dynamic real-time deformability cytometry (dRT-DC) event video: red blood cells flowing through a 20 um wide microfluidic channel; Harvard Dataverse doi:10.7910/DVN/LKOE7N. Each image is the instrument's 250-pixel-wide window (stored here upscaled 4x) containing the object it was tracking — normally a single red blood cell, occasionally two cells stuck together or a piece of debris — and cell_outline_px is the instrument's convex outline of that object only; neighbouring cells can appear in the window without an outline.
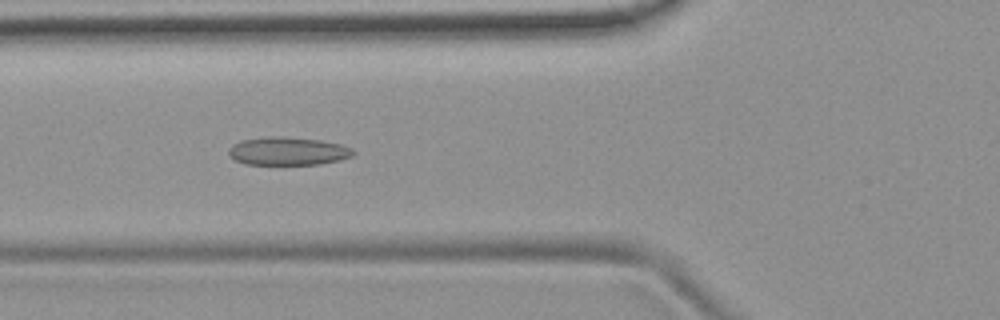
{"species": "common noctule bat (a hibernating species)", "species_latin": "Nyctalus noctula", "temperature_condition": "room temperature", "stored_images_in_passage": 54, "camera_frame_rate_fps": 3000, "um_per_image_px": 0.085, "animal": {"sex": "female", "body_mass_g": 19.9}, "frame": {"image": 1, "passage_image": 20, "time_ms": 6.333, "image_size_px": [1000, 320], "cell_outline_px": [[356, 152], [352, 156], [340, 160], [320, 164], [244, 164], [228, 156], [228, 148], [232, 144], [240, 140], [268, 136], [280, 136], [320, 140], [340, 144], [352, 148]], "centroid_in_image_um": [24.44, 12.84], "position_along_channel_um": 101.4, "area_um2": 20.58}}
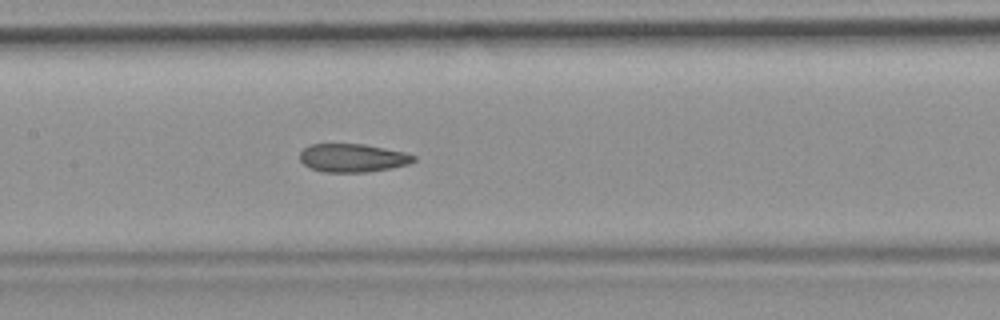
{"frame": {"image": 2, "passage_image": 26, "time_ms": 8.333, "image_size_px": [1000, 320], "cell_outline_px": [[416, 160], [408, 164], [392, 168], [368, 172], [324, 172], [308, 168], [300, 160], [300, 152], [304, 148], [312, 144], [364, 144], [408, 152], [416, 156]], "centroid_in_image_um": [30.0, 13.42], "position_along_channel_um": 177.4, "area_um2": 19.02}}
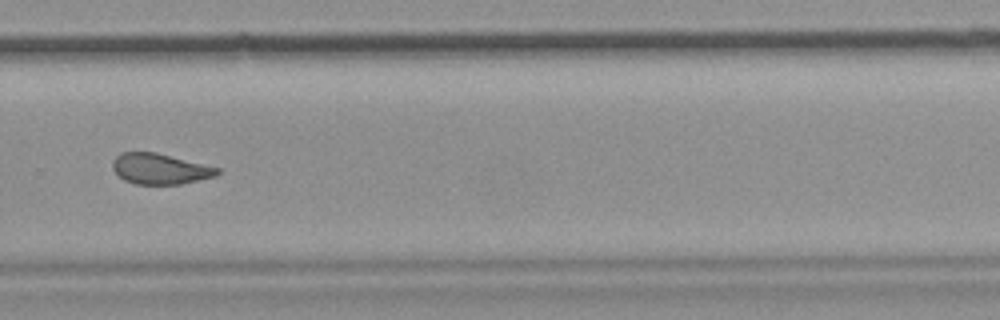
{"frame": {"image": 3, "passage_image": 37, "time_ms": 12.0, "image_size_px": [1000, 320], "cell_outline_px": [[220, 172], [216, 176], [180, 184], [136, 184], [124, 180], [112, 168], [112, 160], [120, 152], [156, 152], [220, 168]], "centroid_in_image_um": [13.59, 14.34], "position_along_channel_um": 316.2, "area_um2": 18.67}, "authors_computed_cell_mechanics": {"area_um2": 19.941, "velocity_mm_per_s": 3.7995, "shape_relaxation_time_tau1_ms": null, "shape_relaxation_time_tau2_ms": 2.0017, "deformation_change_tau1": null, "deformation_change_tau2": 0.0923}}